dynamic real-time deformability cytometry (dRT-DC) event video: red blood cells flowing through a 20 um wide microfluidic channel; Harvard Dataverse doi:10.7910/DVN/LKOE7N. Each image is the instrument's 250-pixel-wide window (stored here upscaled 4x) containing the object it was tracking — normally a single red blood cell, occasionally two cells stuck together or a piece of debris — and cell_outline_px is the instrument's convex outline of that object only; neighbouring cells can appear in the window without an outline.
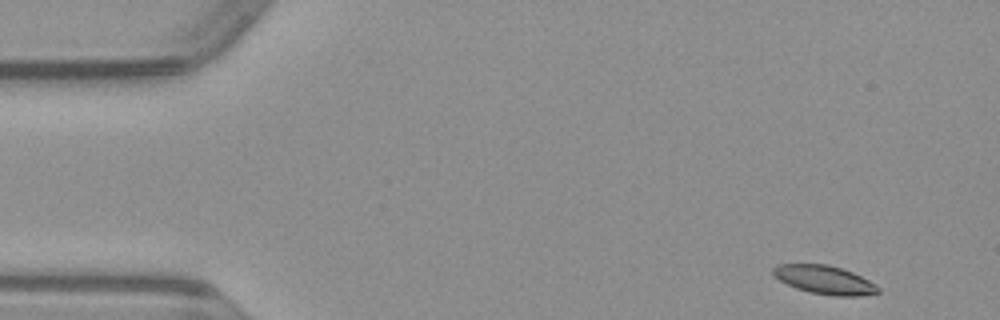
{"species": "common noctule bat (a hibernating species)", "species_latin": "Nyctalus noctula", "temperature_condition": "warm", "stored_images_in_passage": 48, "camera_frame_rate_fps": 3000, "um_per_image_px": 0.085, "animal": {"sex": "male", "body_mass_g": 23.1, "forearm_length_mm": 52.7}, "frame": {"image": 1, "passage_image": 1, "time_ms": 0.0, "image_size_px": [1000, 320], "cell_outline_px": [[880, 292], [860, 296], [832, 296], [812, 292], [796, 288], [780, 280], [772, 272], [772, 268], [776, 264], [828, 264], [852, 272], [876, 284], [880, 288]], "centroid_in_image_um": [70.1, 23.78], "position_along_channel_um": 14.9, "area_um2": 17.34}}
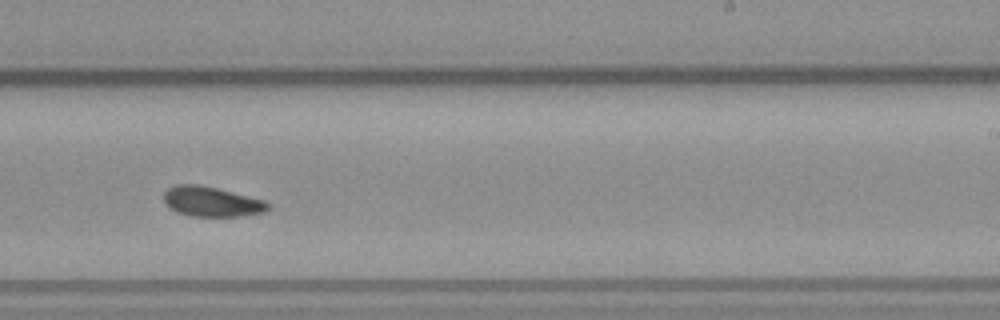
{"frame": {"image": 2, "passage_image": 28, "time_ms": 9.0, "image_size_px": [1000, 320], "cell_outline_px": [[272, 204], [264, 212], [244, 216], [192, 216], [176, 212], [164, 200], [164, 192], [168, 188], [176, 184], [200, 184], [268, 200]], "centroid_in_image_um": [18.05, 17.13], "position_along_channel_um": 270.9, "area_um2": 18.38}}
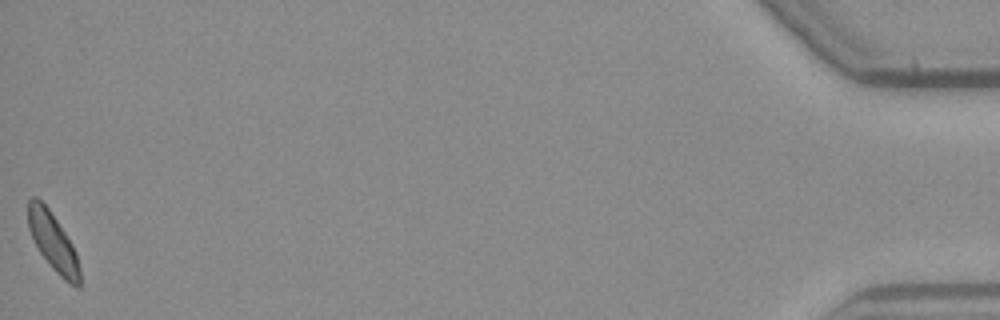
{"frame": {"image": 3, "passage_image": 48, "time_ms": 15.667, "image_size_px": [1000, 320], "cell_outline_px": [[80, 288], [76, 288], [64, 280], [52, 268], [40, 252], [28, 228], [28, 200], [32, 196], [36, 196], [48, 208], [72, 244], [76, 252], [80, 268]], "centroid_in_image_um": [4.52, 20.59], "position_along_channel_um": 430.7, "area_um2": 17.28}}